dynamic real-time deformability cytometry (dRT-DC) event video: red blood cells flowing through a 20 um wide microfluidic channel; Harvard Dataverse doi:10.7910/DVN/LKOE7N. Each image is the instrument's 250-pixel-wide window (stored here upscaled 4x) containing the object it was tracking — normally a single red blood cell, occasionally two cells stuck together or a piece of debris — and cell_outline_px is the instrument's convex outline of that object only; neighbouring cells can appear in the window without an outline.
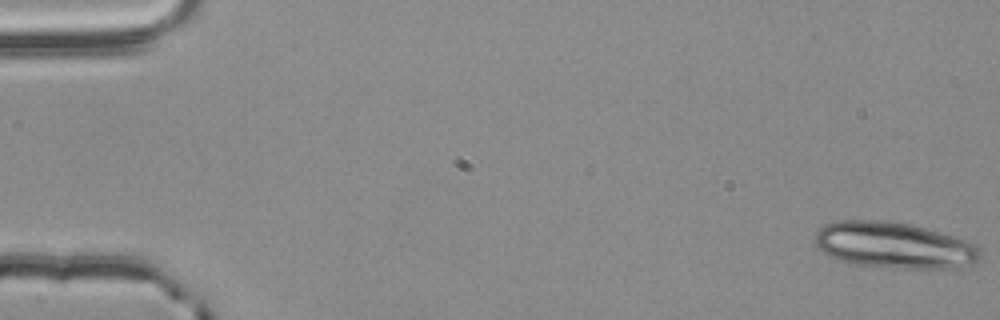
{"species": "common noctule bat (a hibernating species)", "species_latin": "Nyctalus noctula", "temperature_condition": "room temperature", "stored_images_in_passage": 56, "segment_of_instrument_passage": [1, 2], "camera_frame_rate_fps": 3000, "um_per_image_px": 0.085, "animal": {"sex": "male", "body_mass_g": 20.4}, "frame": {"image": 1, "passage_image": 1, "time_ms": 0.0, "image_size_px": [1000, 320], "cell_outline_px": [[980, 260], [972, 264], [960, 268], [904, 268], [852, 264], [840, 260], [824, 252], [816, 244], [816, 232], [824, 224], [836, 220], [888, 220], [912, 224], [940, 232], [976, 244], [980, 248]], "centroid_in_image_um": [76.02, 20.84], "position_along_channel_um": 9.0, "area_um2": 44.51}}